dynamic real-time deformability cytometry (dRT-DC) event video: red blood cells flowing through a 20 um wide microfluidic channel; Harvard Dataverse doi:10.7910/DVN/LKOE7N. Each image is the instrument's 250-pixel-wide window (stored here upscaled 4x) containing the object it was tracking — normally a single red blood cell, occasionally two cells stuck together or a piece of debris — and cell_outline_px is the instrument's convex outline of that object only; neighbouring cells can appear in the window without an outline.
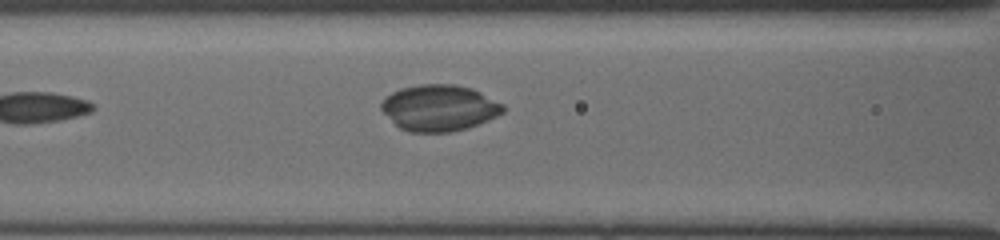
{"species": "common noctule bat (a hibernating species)", "species_latin": "Nyctalus noctula", "temperature_condition": "cold", "stored_images_in_passage": 13, "camera_frame_rate_fps": 3000, "um_per_image_px": 0.085, "animal": {"sex": "female", "body_mass_g": 19.5, "forearm_length_mm": 54.1}, "frame": {"image": 1, "passage_image": 13, "time_ms": 8.0, "image_size_px": [1000, 240], "cell_outline_px": [[504, 112], [488, 120], [468, 128], [452, 132], [408, 132], [400, 128], [380, 108], [380, 104], [392, 92], [400, 88], [420, 84], [456, 84], [472, 88], [504, 104]], "centroid_in_image_um": [37.36, 9.17], "position_along_channel_um": 129.2, "area_um2": 32.77}}